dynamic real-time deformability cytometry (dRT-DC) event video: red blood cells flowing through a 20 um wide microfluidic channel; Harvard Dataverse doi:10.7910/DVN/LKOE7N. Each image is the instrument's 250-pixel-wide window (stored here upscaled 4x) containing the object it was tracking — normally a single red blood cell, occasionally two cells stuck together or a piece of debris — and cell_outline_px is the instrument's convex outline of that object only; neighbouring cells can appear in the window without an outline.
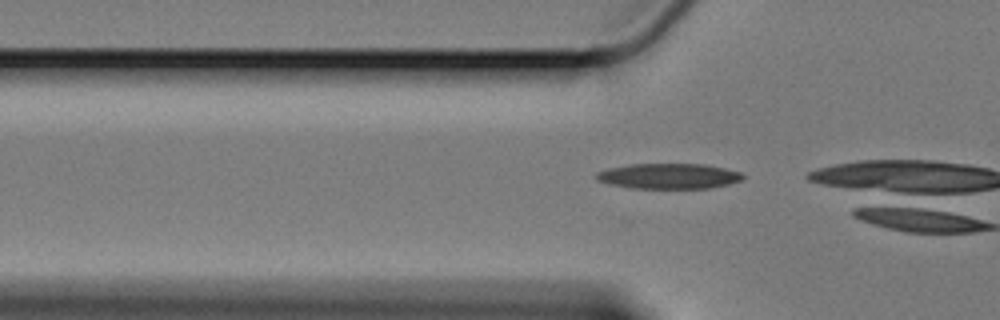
{"species": "Egyptian fruit bat (a non-hibernating species)", "species_latin": "Rousettus aegyptiacus", "temperature_condition": "cold", "stored_images_in_passage": 10, "camera_frame_rate_fps": 3000, "um_per_image_px": 0.085, "animal": {"sex": "female"}, "frame": {"image": 1, "passage_image": 4, "time_ms": 1.0, "image_size_px": [1000, 320], "cell_outline_px": [[744, 176], [740, 180], [728, 184], [708, 188], [628, 188], [596, 180], [596, 172], [608, 168], [628, 164], [708, 164], [740, 172]], "centroid_in_image_um": [56.81, 14.96], "position_along_channel_um": 69.0, "area_um2": 21.62}}
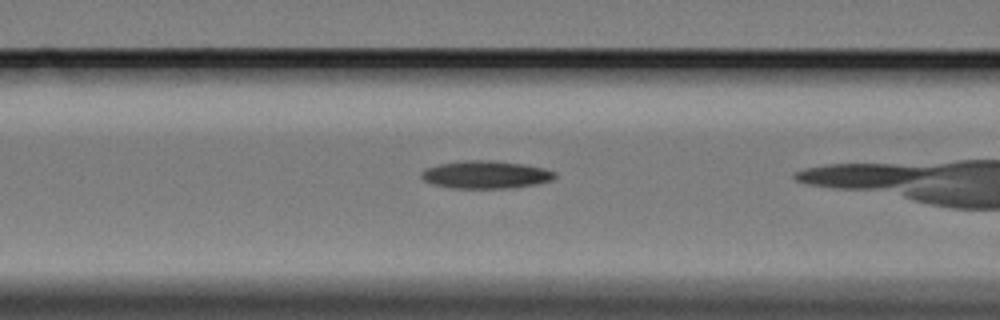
{"frame": {"image": 2, "passage_image": 9, "time_ms": 2.667, "image_size_px": [1000, 320], "cell_outline_px": [[556, 176], [552, 180], [536, 184], [512, 188], [452, 188], [432, 184], [424, 180], [420, 176], [420, 172], [424, 168], [440, 164], [464, 160], [492, 160], [524, 164], [544, 168], [556, 172]], "centroid_in_image_um": [41.28, 14.84], "position_along_channel_um": 125.3, "area_um2": 21.73}}